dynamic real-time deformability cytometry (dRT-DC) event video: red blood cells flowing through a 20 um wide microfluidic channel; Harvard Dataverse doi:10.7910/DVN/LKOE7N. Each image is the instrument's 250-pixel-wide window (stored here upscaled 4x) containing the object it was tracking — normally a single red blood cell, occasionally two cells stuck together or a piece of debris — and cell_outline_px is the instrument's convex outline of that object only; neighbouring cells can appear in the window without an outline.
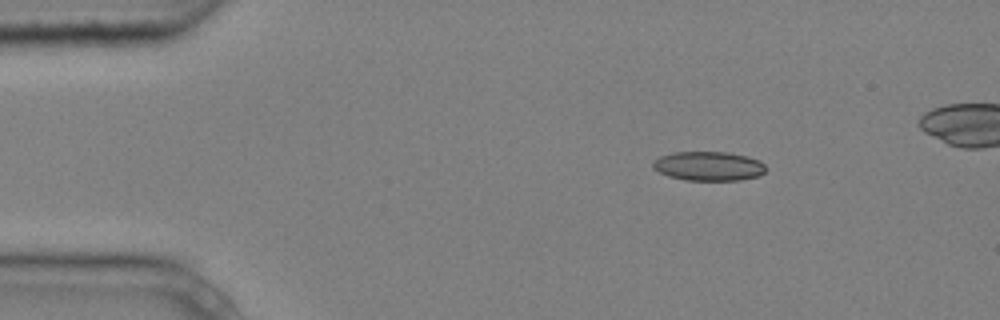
{"species": "common noctule bat (a hibernating species)", "species_latin": "Nyctalus noctula", "temperature_condition": "cold", "stored_images_in_passage": 3, "camera_frame_rate_fps": 3000, "um_per_image_px": 0.085, "animal": {"sex": "male", "body_mass_g": 20.4}, "frame": {"image": 1, "passage_image": 1, "time_ms": 0.0, "image_size_px": [1000, 320], "cell_outline_px": [[768, 168], [760, 176], [740, 180], [684, 180], [668, 176], [652, 168], [652, 164], [660, 156], [672, 152], [728, 152], [748, 156], [760, 160]], "centroid_in_image_um": [60.27, 14.12], "position_along_channel_um": 24.7, "area_um2": 19.42}}